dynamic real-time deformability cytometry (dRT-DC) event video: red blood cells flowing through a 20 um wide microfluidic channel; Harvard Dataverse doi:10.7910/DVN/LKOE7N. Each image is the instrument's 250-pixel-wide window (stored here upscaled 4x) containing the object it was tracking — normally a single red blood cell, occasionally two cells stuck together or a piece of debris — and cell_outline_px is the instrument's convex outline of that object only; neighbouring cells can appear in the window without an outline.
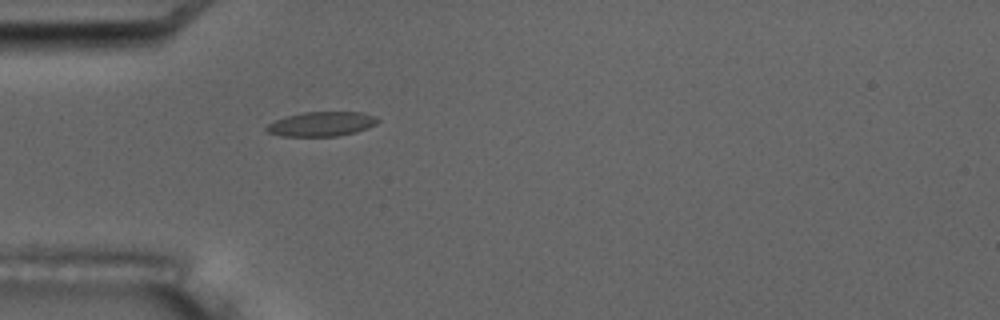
{"species": "common noctule bat (a hibernating species)", "species_latin": "Nyctalus noctula", "temperature_condition": "room temperature", "stored_images_in_passage": 6, "camera_frame_rate_fps": 3000, "um_per_image_px": 0.085, "animal": {"sex": "male", "body_mass_g": 17.5, "forearm_length_mm": 52.3}, "frame": {"image": 1, "passage_image": 6, "time_ms": 5.667, "image_size_px": [1000, 320], "cell_outline_px": [[380, 120], [376, 124], [368, 128], [356, 132], [336, 136], [280, 136], [268, 132], [264, 128], [268, 124], [284, 116], [304, 112], [360, 112], [376, 116]], "centroid_in_image_um": [27.33, 10.54], "position_along_channel_um": 57.7, "area_um2": 15.95}}